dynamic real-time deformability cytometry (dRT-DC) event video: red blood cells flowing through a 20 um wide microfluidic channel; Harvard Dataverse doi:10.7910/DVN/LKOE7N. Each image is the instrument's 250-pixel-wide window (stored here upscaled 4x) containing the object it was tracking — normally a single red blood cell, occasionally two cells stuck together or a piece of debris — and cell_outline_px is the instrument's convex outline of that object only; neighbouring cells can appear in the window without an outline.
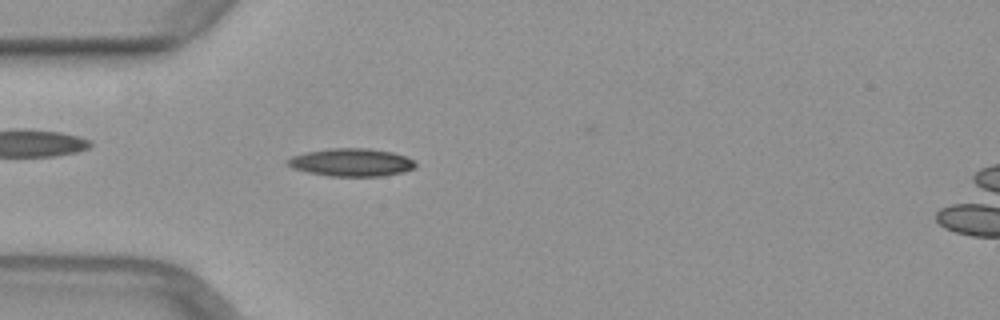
{"species": "common noctule bat (a hibernating species)", "species_latin": "Nyctalus noctula", "temperature_condition": "warm", "stored_images_in_passage": 49, "camera_frame_rate_fps": 3000, "um_per_image_px": 0.085, "animal": {"sex": "female", "body_mass_g": 29.2, "forearm_length_mm": 56.3}, "frame": {"image": 1, "passage_image": 14, "time_ms": 4.333, "image_size_px": [1000, 320], "cell_outline_px": [[416, 168], [404, 172], [384, 176], [328, 176], [308, 172], [292, 168], [284, 164], [284, 160], [292, 156], [308, 152], [332, 148], [368, 148], [392, 152], [416, 160]], "centroid_in_image_um": [29.87, 13.81], "position_along_channel_um": 55.1, "area_um2": 20.98}}
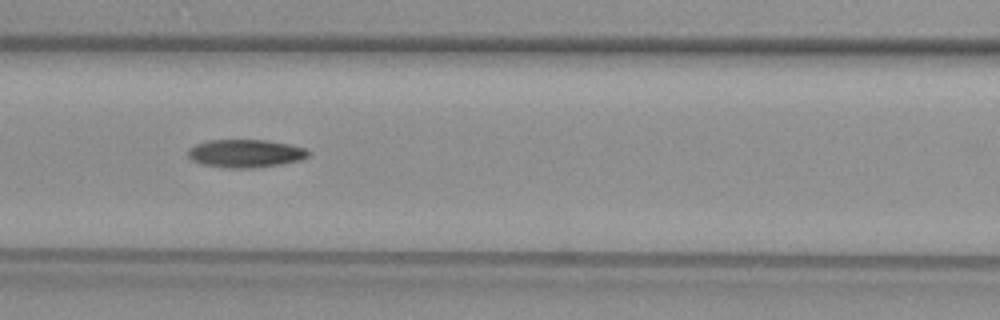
{"frame": {"image": 2, "passage_image": 21, "time_ms": 6.667, "image_size_px": [1000, 320], "cell_outline_px": [[312, 152], [308, 156], [300, 160], [280, 164], [252, 168], [228, 168], [200, 164], [192, 160], [188, 156], [188, 148], [196, 144], [208, 140], [264, 140], [292, 144], [304, 148]], "centroid_in_image_um": [20.86, 13.04], "position_along_channel_um": 145.7, "area_um2": 19.77}}
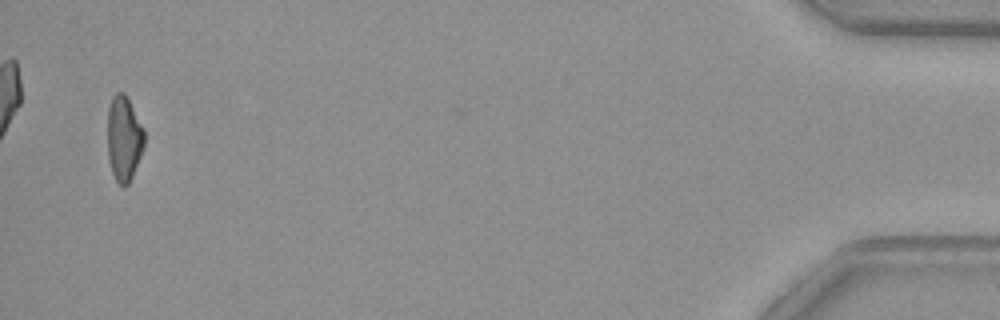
{"frame": {"image": 3, "passage_image": 48, "time_ms": 15.667, "image_size_px": [1000, 320], "cell_outline_px": [[144, 144], [140, 156], [132, 176], [128, 184], [120, 184], [116, 180], [112, 172], [108, 156], [108, 108], [112, 96], [116, 92], [124, 92], [144, 128]], "centroid_in_image_um": [10.53, 11.73], "position_along_channel_um": 424.7, "area_um2": 17.98}}